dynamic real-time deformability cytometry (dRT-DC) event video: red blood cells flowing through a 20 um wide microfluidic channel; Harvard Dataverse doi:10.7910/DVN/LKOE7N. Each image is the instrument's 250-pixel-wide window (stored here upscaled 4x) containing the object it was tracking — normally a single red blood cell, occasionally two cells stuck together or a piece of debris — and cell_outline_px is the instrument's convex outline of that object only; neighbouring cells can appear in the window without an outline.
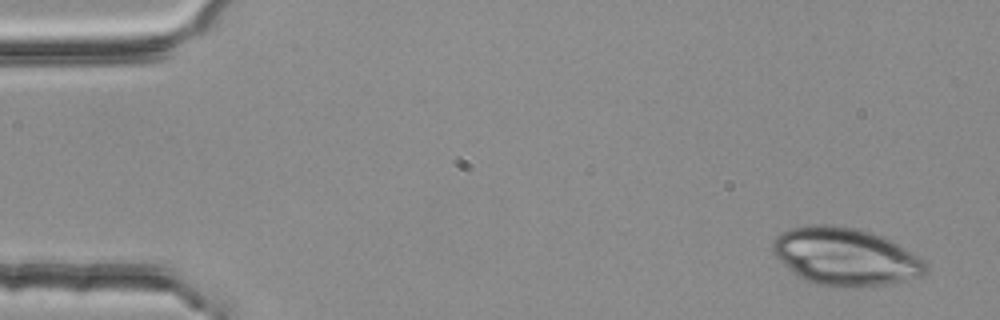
{"species": "common noctule bat (a hibernating species)", "species_latin": "Nyctalus noctula", "temperature_condition": "room temperature", "stored_images_in_passage": 4, "segment_of_instrument_passage": [1, 2], "camera_frame_rate_fps": 3000, "um_per_image_px": 0.085, "animal": {"sex": "female", "body_mass_g": 25.1}, "frame": {"image": 1, "passage_image": 1, "time_ms": 0.0, "image_size_px": [1000, 320], "cell_outline_px": [[928, 268], [920, 276], [904, 280], [884, 284], [836, 288], [832, 288], [816, 284], [804, 280], [796, 276], [772, 252], [772, 244], [776, 236], [792, 228], [824, 224], [852, 228], [872, 232], [884, 236], [892, 240], [912, 252], [924, 260], [928, 264]], "centroid_in_image_um": [71.85, 21.83], "position_along_channel_um": 13.1, "area_um2": 51.15}}